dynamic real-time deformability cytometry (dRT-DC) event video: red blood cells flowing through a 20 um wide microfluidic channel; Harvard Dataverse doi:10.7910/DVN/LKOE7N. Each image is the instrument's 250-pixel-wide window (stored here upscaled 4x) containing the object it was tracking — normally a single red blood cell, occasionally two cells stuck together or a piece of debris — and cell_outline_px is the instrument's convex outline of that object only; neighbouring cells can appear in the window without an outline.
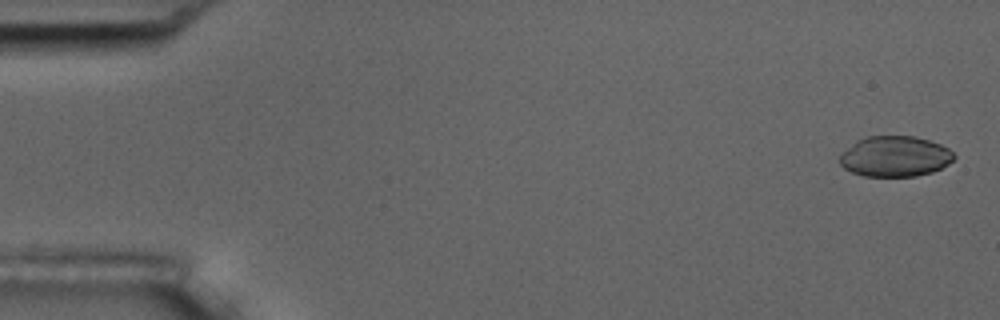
{"species": "common noctule bat (a hibernating species)", "species_latin": "Nyctalus noctula", "temperature_condition": "room temperature", "stored_images_in_passage": 9, "camera_frame_rate_fps": 3000, "um_per_image_px": 0.085, "animal": {"sex": "male", "body_mass_g": 17.5, "forearm_length_mm": 52.3}, "frame": {"image": 1, "passage_image": 1, "time_ms": 0.0, "image_size_px": [1000, 320], "cell_outline_px": [[956, 156], [948, 164], [932, 172], [916, 176], [864, 176], [852, 172], [844, 168], [840, 164], [840, 156], [856, 140], [868, 136], [912, 136], [928, 140], [940, 144], [948, 148]], "centroid_in_image_um": [76.08, 13.29], "position_along_channel_um": 8.9, "area_um2": 26.82}}
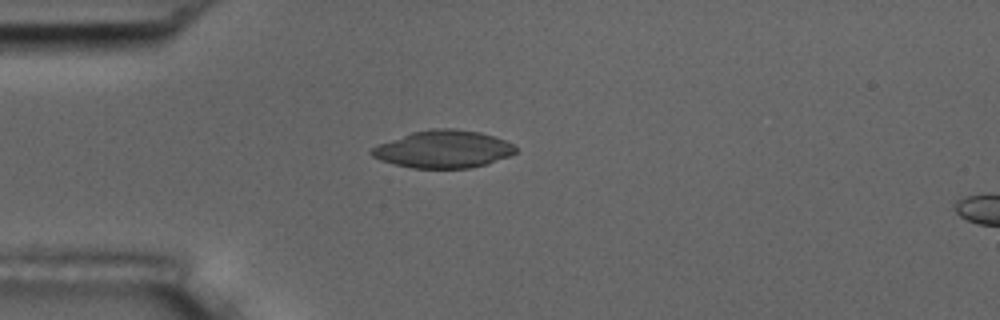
{"frame": {"image": 2, "passage_image": 4, "time_ms": 4.333, "image_size_px": [1000, 320], "cell_outline_px": [[516, 152], [508, 156], [488, 164], [472, 168], [412, 168], [380, 160], [372, 156], [368, 152], [372, 148], [380, 144], [412, 132], [432, 128], [452, 128], [480, 132], [516, 144]], "centroid_in_image_um": [37.71, 12.68], "position_along_channel_um": 47.3, "area_um2": 31.39}}
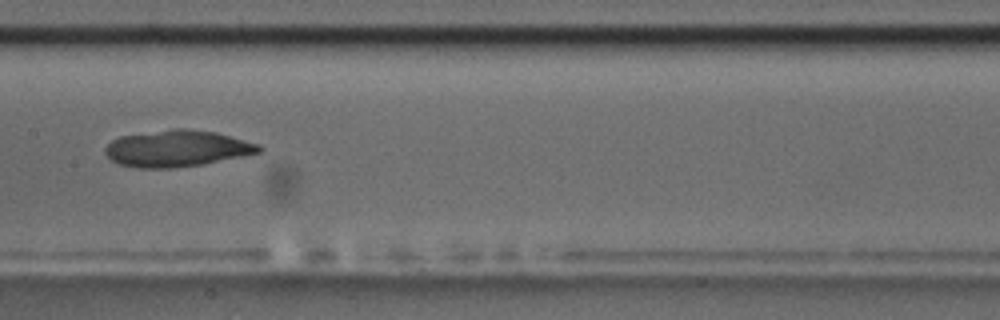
{"frame": {"image": 3, "passage_image": 8, "time_ms": 8.667, "image_size_px": [1000, 320], "cell_outline_px": [[264, 148], [260, 152], [244, 156], [204, 164], [172, 168], [140, 168], [120, 164], [112, 160], [104, 152], [104, 148], [112, 140], [120, 136], [176, 128], [184, 128], [216, 132], [260, 144]], "centroid_in_image_um": [15.08, 12.62], "position_along_channel_um": 192.3, "area_um2": 32.71}}